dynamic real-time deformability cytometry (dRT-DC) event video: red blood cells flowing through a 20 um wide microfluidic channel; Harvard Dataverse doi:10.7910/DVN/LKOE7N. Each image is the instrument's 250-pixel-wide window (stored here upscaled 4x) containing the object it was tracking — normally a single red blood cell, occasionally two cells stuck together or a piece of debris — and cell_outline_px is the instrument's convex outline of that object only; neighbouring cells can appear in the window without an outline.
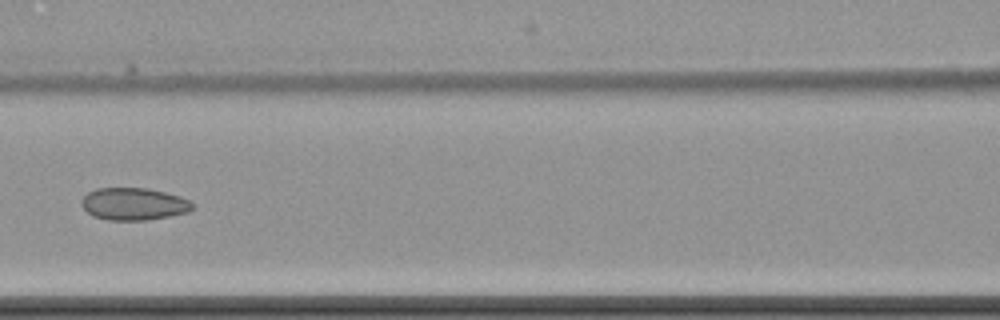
{"species": "common noctule bat (a hibernating species)", "species_latin": "Nyctalus noctula", "temperature_condition": "cold", "stored_images_in_passage": 10, "camera_frame_rate_fps": 3000, "um_per_image_px": 0.085, "animal": {"sex": "female", "body_mass_g": 22.7, "forearm_length_mm": 54.2}, "frame": {"image": 1, "passage_image": 9, "time_ms": 9.667, "image_size_px": [1000, 320], "cell_outline_px": [[192, 208], [188, 212], [148, 220], [108, 220], [92, 216], [80, 204], [80, 200], [88, 192], [96, 188], [148, 188], [180, 196], [188, 200], [192, 204]], "centroid_in_image_um": [11.32, 17.33], "position_along_channel_um": 155.3, "area_um2": 20.87}}
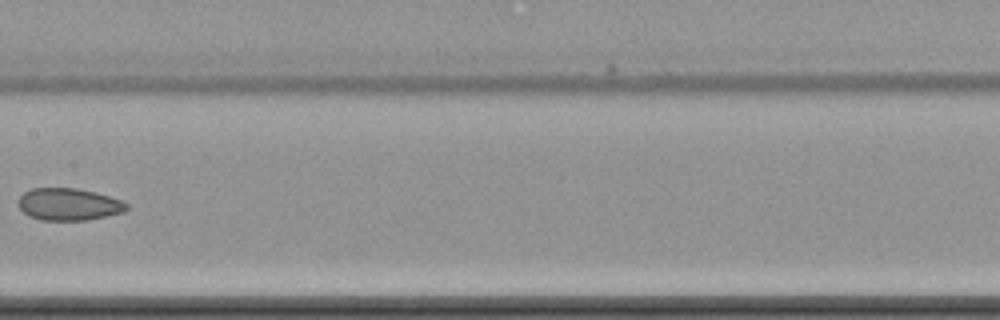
{"frame": {"image": 2, "passage_image": 10, "time_ms": 11.0, "image_size_px": [1000, 320], "cell_outline_px": [[128, 208], [124, 212], [88, 220], [40, 220], [28, 216], [16, 204], [20, 196], [24, 192], [32, 188], [76, 188], [96, 192], [120, 200], [128, 204]], "centroid_in_image_um": [5.82, 17.37], "position_along_channel_um": 201.6, "area_um2": 20.4}}